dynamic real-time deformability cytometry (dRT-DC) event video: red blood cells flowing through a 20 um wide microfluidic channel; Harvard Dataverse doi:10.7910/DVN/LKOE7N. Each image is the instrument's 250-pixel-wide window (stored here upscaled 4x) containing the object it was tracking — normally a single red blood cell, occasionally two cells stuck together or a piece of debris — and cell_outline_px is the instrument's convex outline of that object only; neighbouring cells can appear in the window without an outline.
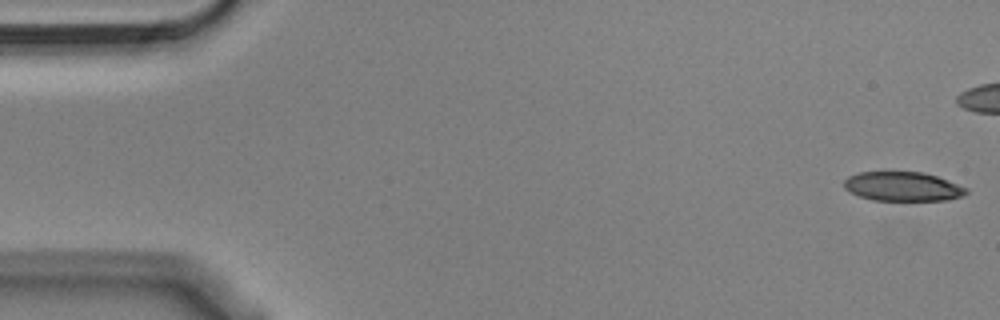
{"species": "Egyptian fruit bat (a non-hibernating species)", "species_latin": "Rousettus aegyptiacus", "temperature_condition": "cold", "stored_images_in_passage": 44, "camera_frame_rate_fps": 3000, "um_per_image_px": 0.085, "animal": {"sex": "male"}, "frame": {"image": 1, "passage_image": 1, "time_ms": 0.0, "image_size_px": [1000, 320], "cell_outline_px": [[968, 192], [964, 196], [948, 200], [872, 200], [860, 196], [844, 188], [844, 180], [848, 176], [860, 172], [924, 172], [936, 176], [968, 188]], "centroid_in_image_um": [76.75, 15.85], "position_along_channel_um": 8.2, "area_um2": 20.75}}
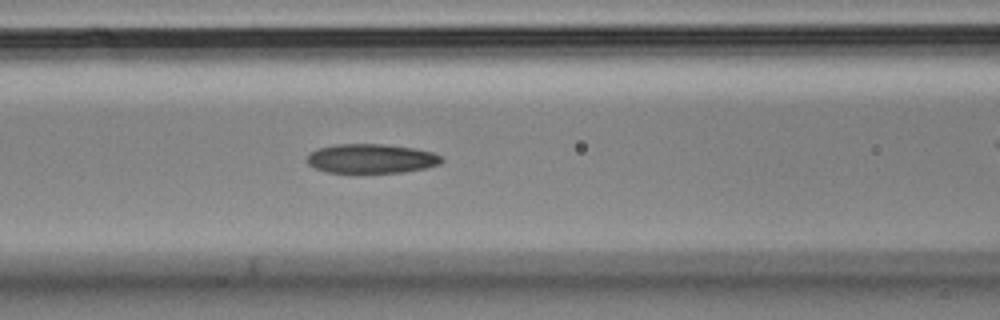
{"frame": {"image": 2, "passage_image": 22, "time_ms": 7.0, "image_size_px": [1000, 320], "cell_outline_px": [[444, 160], [440, 164], [424, 168], [404, 172], [328, 172], [316, 168], [308, 164], [308, 156], [316, 148], [336, 144], [388, 144], [412, 148], [432, 152], [440, 156]], "centroid_in_image_um": [31.57, 13.47], "position_along_channel_um": 135.0, "area_um2": 22.77}}
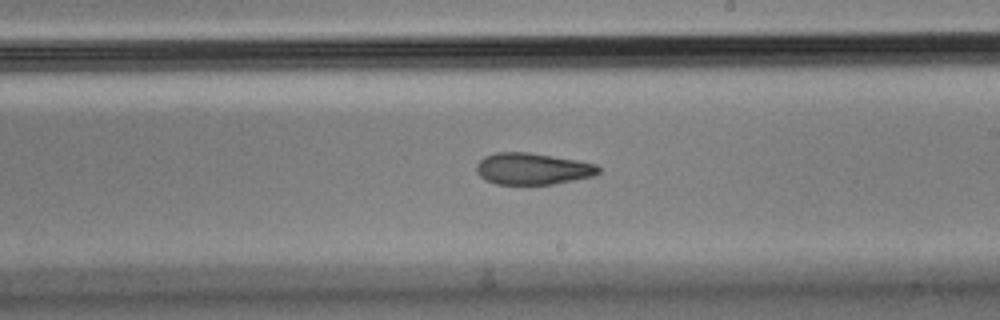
{"frame": {"image": 3, "passage_image": 31, "time_ms": 10.0, "image_size_px": [1000, 320], "cell_outline_px": [[600, 172], [592, 176], [552, 184], [496, 184], [484, 180], [476, 172], [476, 164], [484, 156], [496, 152], [528, 152], [576, 160], [596, 164], [600, 168]], "centroid_in_image_um": [45.22, 14.34], "position_along_channel_um": 243.8, "area_um2": 22.43}}